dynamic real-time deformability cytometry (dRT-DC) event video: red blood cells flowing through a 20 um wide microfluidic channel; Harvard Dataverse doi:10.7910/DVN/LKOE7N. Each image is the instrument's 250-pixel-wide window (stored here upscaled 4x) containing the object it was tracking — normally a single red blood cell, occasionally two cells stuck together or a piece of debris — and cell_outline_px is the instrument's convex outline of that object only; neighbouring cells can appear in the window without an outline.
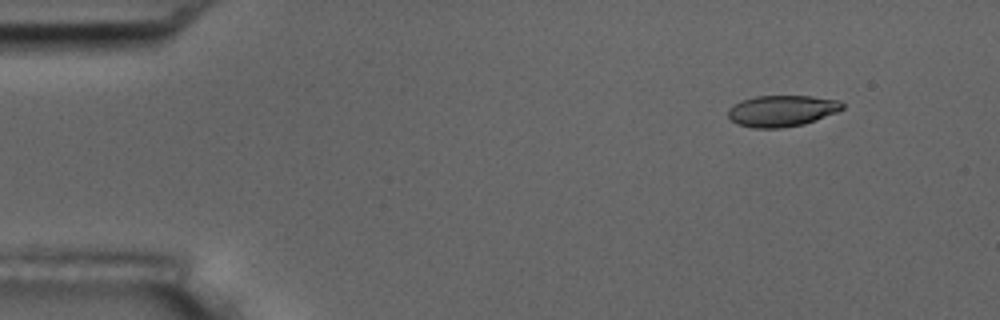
{"species": "common noctule bat (a hibernating species)", "species_latin": "Nyctalus noctula", "temperature_condition": "room temperature", "stored_images_in_passage": 5, "camera_frame_rate_fps": 3000, "um_per_image_px": 0.085, "animal": {"sex": "male", "body_mass_g": 17.5, "forearm_length_mm": 52.3}, "frame": {"image": 1, "passage_image": 2, "time_ms": 0.333, "image_size_px": [1000, 320], "cell_outline_px": [[844, 108], [836, 112], [804, 124], [780, 128], [752, 128], [736, 124], [728, 116], [728, 108], [740, 100], [756, 96], [812, 96], [840, 100], [844, 104]], "centroid_in_image_um": [66.44, 9.42], "position_along_channel_um": 18.6, "area_um2": 20.92}}
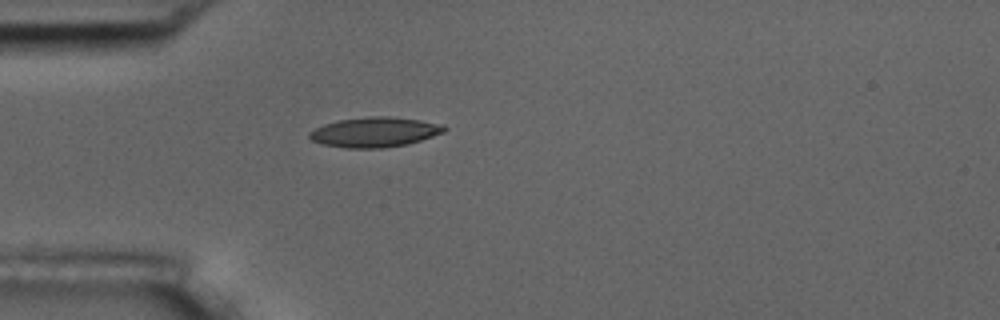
{"frame": {"image": 2, "passage_image": 5, "time_ms": 1.333, "image_size_px": [1000, 320], "cell_outline_px": [[448, 128], [444, 132], [408, 144], [380, 148], [348, 148], [320, 144], [312, 140], [308, 136], [308, 132], [324, 124], [340, 120], [368, 116], [388, 116], [420, 120], [444, 124]], "centroid_in_image_um": [31.85, 11.23], "position_along_channel_um": 53.1, "area_um2": 23.52}}